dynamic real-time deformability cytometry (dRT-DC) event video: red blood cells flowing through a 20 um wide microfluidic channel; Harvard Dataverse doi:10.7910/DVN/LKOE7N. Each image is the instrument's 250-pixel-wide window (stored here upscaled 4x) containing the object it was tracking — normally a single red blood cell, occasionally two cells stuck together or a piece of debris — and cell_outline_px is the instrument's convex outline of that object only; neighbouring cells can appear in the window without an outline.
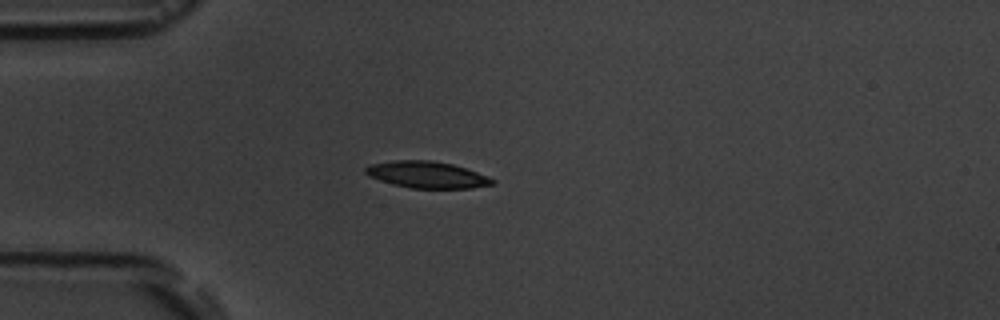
{"species": "common noctule bat (a hibernating species)", "species_latin": "Nyctalus noctula", "temperature_condition": "room temperature", "stored_images_in_passage": 4, "camera_frame_rate_fps": 3000, "um_per_image_px": 0.085, "animal": {"sex": "male", "body_mass_g": 19.5, "forearm_length_mm": 54.6}, "frame": {"image": 1, "passage_image": 4, "time_ms": 3.333, "image_size_px": [1000, 320], "cell_outline_px": [[496, 184], [472, 188], [412, 188], [392, 184], [368, 176], [364, 172], [364, 168], [372, 164], [392, 160], [432, 160], [452, 164], [488, 176], [496, 180]], "centroid_in_image_um": [36.3, 14.85], "position_along_channel_um": 48.7, "area_um2": 19.71}}